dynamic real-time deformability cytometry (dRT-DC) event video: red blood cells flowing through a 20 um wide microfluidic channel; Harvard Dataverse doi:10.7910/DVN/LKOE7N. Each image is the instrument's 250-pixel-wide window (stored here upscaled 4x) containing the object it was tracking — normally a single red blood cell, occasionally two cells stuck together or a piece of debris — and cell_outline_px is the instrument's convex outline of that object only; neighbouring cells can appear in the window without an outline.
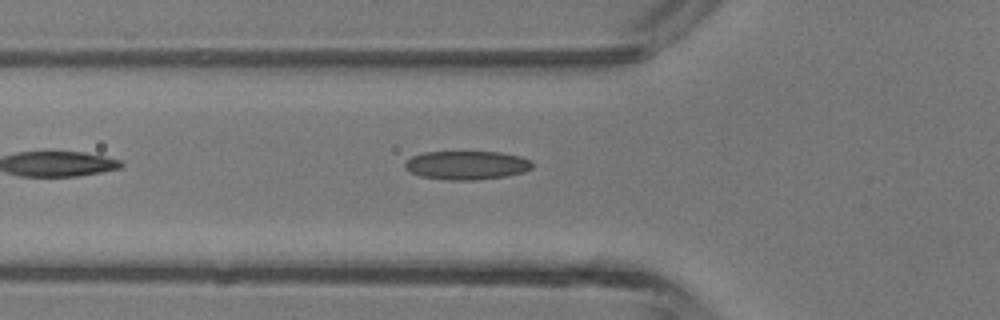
{"species": "common noctule bat (a hibernating species)", "species_latin": "Nyctalus noctula", "temperature_condition": "room temperature", "stored_images_in_passage": 2, "camera_frame_rate_fps": 3000, "um_per_image_px": 0.085, "animal": {"sex": "male", "body_mass_g": 13.3}, "frame": {"image": 1, "passage_image": 2, "time_ms": 1.333, "image_size_px": [1000, 320], "cell_outline_px": [[532, 168], [524, 172], [504, 176], [476, 180], [448, 180], [420, 176], [404, 168], [404, 164], [412, 156], [424, 152], [500, 152], [520, 156], [532, 160]], "centroid_in_image_um": [39.68, 14.04], "position_along_channel_um": 86.1, "area_um2": 21.27}}